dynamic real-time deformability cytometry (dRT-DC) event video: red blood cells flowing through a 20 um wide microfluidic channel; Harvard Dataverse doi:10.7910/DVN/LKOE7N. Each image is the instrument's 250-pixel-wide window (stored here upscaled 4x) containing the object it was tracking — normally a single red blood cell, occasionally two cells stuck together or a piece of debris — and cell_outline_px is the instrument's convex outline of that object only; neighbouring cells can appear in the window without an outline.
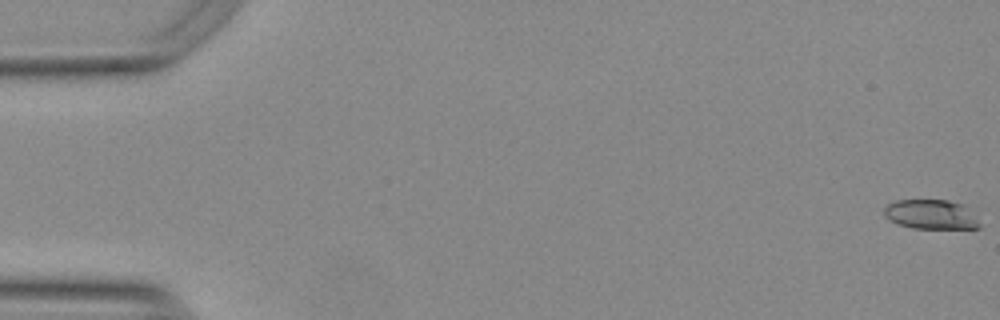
{"species": "Egyptian fruit bat (a non-hibernating species)", "species_latin": "Rousettus aegyptiacus", "temperature_condition": "warm", "stored_images_in_passage": 55, "camera_frame_rate_fps": 3000, "um_per_image_px": 0.085, "animal": {"sex": "female"}, "frame": {"image": 1, "passage_image": 1, "time_ms": 0.0, "image_size_px": [1000, 320], "cell_outline_px": [[984, 224], [980, 228], [912, 228], [896, 224], [888, 220], [884, 216], [884, 208], [888, 204], [896, 200], [948, 200], [964, 204]], "centroid_in_image_um": [79.16, 18.23], "position_along_channel_um": 5.8, "area_um2": 16.76}}
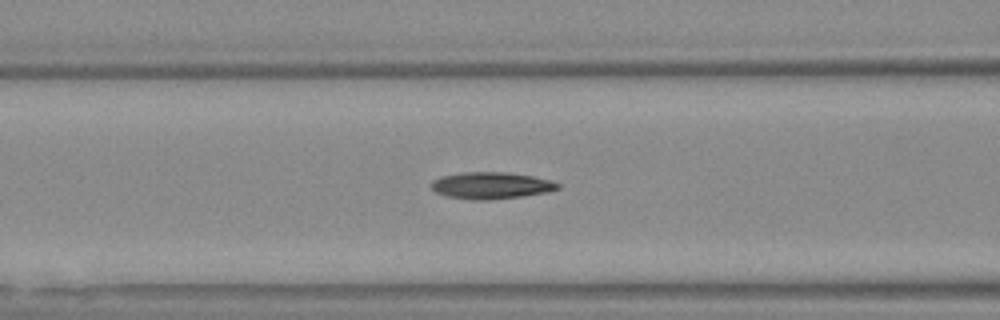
{"frame": {"image": 2, "passage_image": 23, "time_ms": 7.333, "image_size_px": [1000, 320], "cell_outline_px": [[560, 188], [544, 192], [524, 196], [492, 200], [472, 200], [444, 196], [436, 192], [432, 188], [432, 180], [440, 176], [464, 172], [504, 172], [532, 176], [548, 180], [560, 184]], "centroid_in_image_um": [41.7, 15.77], "position_along_channel_um": 124.9, "area_um2": 19.71}}
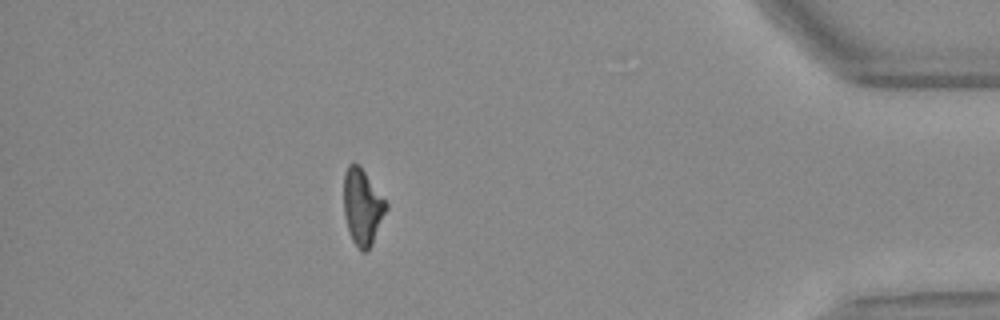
{"frame": {"image": 3, "passage_image": 49, "time_ms": 16.0, "image_size_px": [1000, 320], "cell_outline_px": [[388, 208], [372, 244], [364, 252], [360, 252], [356, 248], [352, 240], [344, 216], [344, 172], [348, 164], [360, 164], [388, 204]], "centroid_in_image_um": [30.8, 17.58], "position_along_channel_um": 404.4, "area_um2": 18.9}, "authors_computed_cell_mechanics": {"area_um2": 18.785, "velocity_mm_per_s": 3.7791, "shape_relaxation_time_tau1_ms": null, "shape_relaxation_time_tau2_ms": 7.2069, "deformation_change_tau1": null, "deformation_change_tau2": 0.1869}}